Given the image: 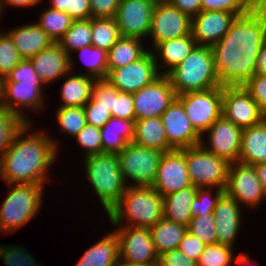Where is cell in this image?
I'll return each mask as SVG.
<instances>
[{"label":"cell","instance_id":"obj_34","mask_svg":"<svg viewBox=\"0 0 266 266\" xmlns=\"http://www.w3.org/2000/svg\"><path fill=\"white\" fill-rule=\"evenodd\" d=\"M234 248L223 244H211L204 248L203 253L200 255L197 265L198 266H231L233 262L236 265L253 264L248 253L238 254L234 256Z\"/></svg>","mask_w":266,"mask_h":266},{"label":"cell","instance_id":"obj_31","mask_svg":"<svg viewBox=\"0 0 266 266\" xmlns=\"http://www.w3.org/2000/svg\"><path fill=\"white\" fill-rule=\"evenodd\" d=\"M196 191L197 188L192 185L163 197V218L188 226Z\"/></svg>","mask_w":266,"mask_h":266},{"label":"cell","instance_id":"obj_53","mask_svg":"<svg viewBox=\"0 0 266 266\" xmlns=\"http://www.w3.org/2000/svg\"><path fill=\"white\" fill-rule=\"evenodd\" d=\"M120 0H90L92 18H114Z\"/></svg>","mask_w":266,"mask_h":266},{"label":"cell","instance_id":"obj_56","mask_svg":"<svg viewBox=\"0 0 266 266\" xmlns=\"http://www.w3.org/2000/svg\"><path fill=\"white\" fill-rule=\"evenodd\" d=\"M43 0H0V16L4 12L3 10L8 7H33ZM6 6V7H5Z\"/></svg>","mask_w":266,"mask_h":266},{"label":"cell","instance_id":"obj_36","mask_svg":"<svg viewBox=\"0 0 266 266\" xmlns=\"http://www.w3.org/2000/svg\"><path fill=\"white\" fill-rule=\"evenodd\" d=\"M74 20L64 11L52 9L48 6L41 13L39 21L35 22L55 42L64 36Z\"/></svg>","mask_w":266,"mask_h":266},{"label":"cell","instance_id":"obj_45","mask_svg":"<svg viewBox=\"0 0 266 266\" xmlns=\"http://www.w3.org/2000/svg\"><path fill=\"white\" fill-rule=\"evenodd\" d=\"M52 9L64 11L73 20H86L92 17L90 0H50Z\"/></svg>","mask_w":266,"mask_h":266},{"label":"cell","instance_id":"obj_59","mask_svg":"<svg viewBox=\"0 0 266 266\" xmlns=\"http://www.w3.org/2000/svg\"><path fill=\"white\" fill-rule=\"evenodd\" d=\"M117 266H157V265H145V264H138V263H131L128 261L119 260Z\"/></svg>","mask_w":266,"mask_h":266},{"label":"cell","instance_id":"obj_17","mask_svg":"<svg viewBox=\"0 0 266 266\" xmlns=\"http://www.w3.org/2000/svg\"><path fill=\"white\" fill-rule=\"evenodd\" d=\"M136 120L161 117L177 98L169 78L161 74L152 83L133 93Z\"/></svg>","mask_w":266,"mask_h":266},{"label":"cell","instance_id":"obj_8","mask_svg":"<svg viewBox=\"0 0 266 266\" xmlns=\"http://www.w3.org/2000/svg\"><path fill=\"white\" fill-rule=\"evenodd\" d=\"M163 154V151L138 146L133 142L123 148L117 156L126 186H152Z\"/></svg>","mask_w":266,"mask_h":266},{"label":"cell","instance_id":"obj_15","mask_svg":"<svg viewBox=\"0 0 266 266\" xmlns=\"http://www.w3.org/2000/svg\"><path fill=\"white\" fill-rule=\"evenodd\" d=\"M222 116L244 129L259 124L266 115L243 86H223Z\"/></svg>","mask_w":266,"mask_h":266},{"label":"cell","instance_id":"obj_2","mask_svg":"<svg viewBox=\"0 0 266 266\" xmlns=\"http://www.w3.org/2000/svg\"><path fill=\"white\" fill-rule=\"evenodd\" d=\"M32 123L22 127L0 159V177L5 184L44 185L51 181L49 170L58 159L59 143L43 130L30 131Z\"/></svg>","mask_w":266,"mask_h":266},{"label":"cell","instance_id":"obj_19","mask_svg":"<svg viewBox=\"0 0 266 266\" xmlns=\"http://www.w3.org/2000/svg\"><path fill=\"white\" fill-rule=\"evenodd\" d=\"M190 186H192V183L188 174L184 149H173L164 152L160 159L156 180L152 187L162 197H165Z\"/></svg>","mask_w":266,"mask_h":266},{"label":"cell","instance_id":"obj_23","mask_svg":"<svg viewBox=\"0 0 266 266\" xmlns=\"http://www.w3.org/2000/svg\"><path fill=\"white\" fill-rule=\"evenodd\" d=\"M30 60L44 85L64 78L70 71L69 54L55 42Z\"/></svg>","mask_w":266,"mask_h":266},{"label":"cell","instance_id":"obj_47","mask_svg":"<svg viewBox=\"0 0 266 266\" xmlns=\"http://www.w3.org/2000/svg\"><path fill=\"white\" fill-rule=\"evenodd\" d=\"M74 138L86 150L84 157L103 153L101 130L99 127L86 124Z\"/></svg>","mask_w":266,"mask_h":266},{"label":"cell","instance_id":"obj_14","mask_svg":"<svg viewBox=\"0 0 266 266\" xmlns=\"http://www.w3.org/2000/svg\"><path fill=\"white\" fill-rule=\"evenodd\" d=\"M205 134H208L206 137L207 144L204 140ZM242 134L243 128L236 126L221 116L202 135L200 145L207 152L223 158L232 164L239 160Z\"/></svg>","mask_w":266,"mask_h":266},{"label":"cell","instance_id":"obj_1","mask_svg":"<svg viewBox=\"0 0 266 266\" xmlns=\"http://www.w3.org/2000/svg\"><path fill=\"white\" fill-rule=\"evenodd\" d=\"M266 41V11L252 7L236 17L230 30L211 47L221 86H242L254 74L256 60Z\"/></svg>","mask_w":266,"mask_h":266},{"label":"cell","instance_id":"obj_21","mask_svg":"<svg viewBox=\"0 0 266 266\" xmlns=\"http://www.w3.org/2000/svg\"><path fill=\"white\" fill-rule=\"evenodd\" d=\"M236 17L229 12L201 10L191 18V34L196 45H215L230 30Z\"/></svg>","mask_w":266,"mask_h":266},{"label":"cell","instance_id":"obj_22","mask_svg":"<svg viewBox=\"0 0 266 266\" xmlns=\"http://www.w3.org/2000/svg\"><path fill=\"white\" fill-rule=\"evenodd\" d=\"M241 208L240 204L225 192L220 196L213 211L217 243L234 247L242 224Z\"/></svg>","mask_w":266,"mask_h":266},{"label":"cell","instance_id":"obj_10","mask_svg":"<svg viewBox=\"0 0 266 266\" xmlns=\"http://www.w3.org/2000/svg\"><path fill=\"white\" fill-rule=\"evenodd\" d=\"M223 86L177 95L193 128L202 136L222 116Z\"/></svg>","mask_w":266,"mask_h":266},{"label":"cell","instance_id":"obj_48","mask_svg":"<svg viewBox=\"0 0 266 266\" xmlns=\"http://www.w3.org/2000/svg\"><path fill=\"white\" fill-rule=\"evenodd\" d=\"M119 92L120 91L106 79H96L92 87L91 98L97 102L99 106L111 112L114 104V97H117Z\"/></svg>","mask_w":266,"mask_h":266},{"label":"cell","instance_id":"obj_61","mask_svg":"<svg viewBox=\"0 0 266 266\" xmlns=\"http://www.w3.org/2000/svg\"><path fill=\"white\" fill-rule=\"evenodd\" d=\"M155 3H166V2H170V0H152Z\"/></svg>","mask_w":266,"mask_h":266},{"label":"cell","instance_id":"obj_7","mask_svg":"<svg viewBox=\"0 0 266 266\" xmlns=\"http://www.w3.org/2000/svg\"><path fill=\"white\" fill-rule=\"evenodd\" d=\"M7 185L8 195L0 208V232L5 235L18 231L39 213L45 187L42 184Z\"/></svg>","mask_w":266,"mask_h":266},{"label":"cell","instance_id":"obj_57","mask_svg":"<svg viewBox=\"0 0 266 266\" xmlns=\"http://www.w3.org/2000/svg\"><path fill=\"white\" fill-rule=\"evenodd\" d=\"M255 74H266V41L262 44L258 53Z\"/></svg>","mask_w":266,"mask_h":266},{"label":"cell","instance_id":"obj_54","mask_svg":"<svg viewBox=\"0 0 266 266\" xmlns=\"http://www.w3.org/2000/svg\"><path fill=\"white\" fill-rule=\"evenodd\" d=\"M157 266H198L197 262L188 258L178 249H172L161 254Z\"/></svg>","mask_w":266,"mask_h":266},{"label":"cell","instance_id":"obj_11","mask_svg":"<svg viewBox=\"0 0 266 266\" xmlns=\"http://www.w3.org/2000/svg\"><path fill=\"white\" fill-rule=\"evenodd\" d=\"M224 192L234 198L240 206L256 208L266 197L254 165L234 162L229 165Z\"/></svg>","mask_w":266,"mask_h":266},{"label":"cell","instance_id":"obj_12","mask_svg":"<svg viewBox=\"0 0 266 266\" xmlns=\"http://www.w3.org/2000/svg\"><path fill=\"white\" fill-rule=\"evenodd\" d=\"M152 50L149 49L135 62L124 67L108 70L106 80L120 92L126 93H135L152 83L161 75Z\"/></svg>","mask_w":266,"mask_h":266},{"label":"cell","instance_id":"obj_4","mask_svg":"<svg viewBox=\"0 0 266 266\" xmlns=\"http://www.w3.org/2000/svg\"><path fill=\"white\" fill-rule=\"evenodd\" d=\"M107 215L114 226L151 228L163 218V197L152 186H129Z\"/></svg>","mask_w":266,"mask_h":266},{"label":"cell","instance_id":"obj_50","mask_svg":"<svg viewBox=\"0 0 266 266\" xmlns=\"http://www.w3.org/2000/svg\"><path fill=\"white\" fill-rule=\"evenodd\" d=\"M133 93L119 92L114 97V104L111 110L112 117L125 120H136Z\"/></svg>","mask_w":266,"mask_h":266},{"label":"cell","instance_id":"obj_43","mask_svg":"<svg viewBox=\"0 0 266 266\" xmlns=\"http://www.w3.org/2000/svg\"><path fill=\"white\" fill-rule=\"evenodd\" d=\"M215 226L213 214H206L197 218H191L187 231L207 246L217 243Z\"/></svg>","mask_w":266,"mask_h":266},{"label":"cell","instance_id":"obj_33","mask_svg":"<svg viewBox=\"0 0 266 266\" xmlns=\"http://www.w3.org/2000/svg\"><path fill=\"white\" fill-rule=\"evenodd\" d=\"M142 42L138 38L120 37L108 51V70L124 67L141 58L148 51Z\"/></svg>","mask_w":266,"mask_h":266},{"label":"cell","instance_id":"obj_42","mask_svg":"<svg viewBox=\"0 0 266 266\" xmlns=\"http://www.w3.org/2000/svg\"><path fill=\"white\" fill-rule=\"evenodd\" d=\"M21 60L13 39L7 31H0V81L5 79Z\"/></svg>","mask_w":266,"mask_h":266},{"label":"cell","instance_id":"obj_52","mask_svg":"<svg viewBox=\"0 0 266 266\" xmlns=\"http://www.w3.org/2000/svg\"><path fill=\"white\" fill-rule=\"evenodd\" d=\"M205 244L190 232H186L183 239L179 243L178 250L185 254L188 258L197 262L203 253Z\"/></svg>","mask_w":266,"mask_h":266},{"label":"cell","instance_id":"obj_39","mask_svg":"<svg viewBox=\"0 0 266 266\" xmlns=\"http://www.w3.org/2000/svg\"><path fill=\"white\" fill-rule=\"evenodd\" d=\"M55 120L62 133L75 137L86 125L83 107H57Z\"/></svg>","mask_w":266,"mask_h":266},{"label":"cell","instance_id":"obj_25","mask_svg":"<svg viewBox=\"0 0 266 266\" xmlns=\"http://www.w3.org/2000/svg\"><path fill=\"white\" fill-rule=\"evenodd\" d=\"M195 46L196 42L191 33L186 36L159 43L152 52L159 73L166 75L173 68L179 65L190 54ZM159 58L162 61L159 60ZM161 64L162 67H166V69H161ZM159 69L162 71H160Z\"/></svg>","mask_w":266,"mask_h":266},{"label":"cell","instance_id":"obj_32","mask_svg":"<svg viewBox=\"0 0 266 266\" xmlns=\"http://www.w3.org/2000/svg\"><path fill=\"white\" fill-rule=\"evenodd\" d=\"M150 230L155 250L160 256L167 251L178 248L179 243L187 232V226L162 218Z\"/></svg>","mask_w":266,"mask_h":266},{"label":"cell","instance_id":"obj_60","mask_svg":"<svg viewBox=\"0 0 266 266\" xmlns=\"http://www.w3.org/2000/svg\"><path fill=\"white\" fill-rule=\"evenodd\" d=\"M254 6H262L266 3V0H250Z\"/></svg>","mask_w":266,"mask_h":266},{"label":"cell","instance_id":"obj_58","mask_svg":"<svg viewBox=\"0 0 266 266\" xmlns=\"http://www.w3.org/2000/svg\"><path fill=\"white\" fill-rule=\"evenodd\" d=\"M254 166L257 172V176L260 179V182L262 184L263 191L266 195V162L259 163Z\"/></svg>","mask_w":266,"mask_h":266},{"label":"cell","instance_id":"obj_41","mask_svg":"<svg viewBox=\"0 0 266 266\" xmlns=\"http://www.w3.org/2000/svg\"><path fill=\"white\" fill-rule=\"evenodd\" d=\"M197 188L196 196L191 203V217L197 218L206 214H213L214 208L216 207L217 201L220 196L224 193L222 188ZM216 193L213 195L212 192Z\"/></svg>","mask_w":266,"mask_h":266},{"label":"cell","instance_id":"obj_13","mask_svg":"<svg viewBox=\"0 0 266 266\" xmlns=\"http://www.w3.org/2000/svg\"><path fill=\"white\" fill-rule=\"evenodd\" d=\"M119 241V260L158 265L150 228L114 226ZM118 228V229H117Z\"/></svg>","mask_w":266,"mask_h":266},{"label":"cell","instance_id":"obj_55","mask_svg":"<svg viewBox=\"0 0 266 266\" xmlns=\"http://www.w3.org/2000/svg\"><path fill=\"white\" fill-rule=\"evenodd\" d=\"M169 3L190 18L196 16L202 10L201 0H170Z\"/></svg>","mask_w":266,"mask_h":266},{"label":"cell","instance_id":"obj_40","mask_svg":"<svg viewBox=\"0 0 266 266\" xmlns=\"http://www.w3.org/2000/svg\"><path fill=\"white\" fill-rule=\"evenodd\" d=\"M27 122L5 107L0 108V159L12 145L14 136Z\"/></svg>","mask_w":266,"mask_h":266},{"label":"cell","instance_id":"obj_63","mask_svg":"<svg viewBox=\"0 0 266 266\" xmlns=\"http://www.w3.org/2000/svg\"><path fill=\"white\" fill-rule=\"evenodd\" d=\"M262 7H263V8L265 9V11H266V3L263 4Z\"/></svg>","mask_w":266,"mask_h":266},{"label":"cell","instance_id":"obj_37","mask_svg":"<svg viewBox=\"0 0 266 266\" xmlns=\"http://www.w3.org/2000/svg\"><path fill=\"white\" fill-rule=\"evenodd\" d=\"M92 46L109 51L121 37L115 18L91 17Z\"/></svg>","mask_w":266,"mask_h":266},{"label":"cell","instance_id":"obj_18","mask_svg":"<svg viewBox=\"0 0 266 266\" xmlns=\"http://www.w3.org/2000/svg\"><path fill=\"white\" fill-rule=\"evenodd\" d=\"M155 4L152 0H120L114 17L120 36L148 38Z\"/></svg>","mask_w":266,"mask_h":266},{"label":"cell","instance_id":"obj_9","mask_svg":"<svg viewBox=\"0 0 266 266\" xmlns=\"http://www.w3.org/2000/svg\"><path fill=\"white\" fill-rule=\"evenodd\" d=\"M184 155L194 187L225 189L230 165L228 161L207 152L200 144L185 148Z\"/></svg>","mask_w":266,"mask_h":266},{"label":"cell","instance_id":"obj_35","mask_svg":"<svg viewBox=\"0 0 266 266\" xmlns=\"http://www.w3.org/2000/svg\"><path fill=\"white\" fill-rule=\"evenodd\" d=\"M58 44L70 56V71L74 72L72 52L85 46L92 45L91 18L86 20H74L64 36L58 41Z\"/></svg>","mask_w":266,"mask_h":266},{"label":"cell","instance_id":"obj_3","mask_svg":"<svg viewBox=\"0 0 266 266\" xmlns=\"http://www.w3.org/2000/svg\"><path fill=\"white\" fill-rule=\"evenodd\" d=\"M0 85L2 107L19 115L27 123L31 121L24 113L25 108L31 111L45 108L44 84L30 59H22L11 73L0 81Z\"/></svg>","mask_w":266,"mask_h":266},{"label":"cell","instance_id":"obj_5","mask_svg":"<svg viewBox=\"0 0 266 266\" xmlns=\"http://www.w3.org/2000/svg\"><path fill=\"white\" fill-rule=\"evenodd\" d=\"M166 76L177 95L221 86L214 68L212 49L206 46L196 45Z\"/></svg>","mask_w":266,"mask_h":266},{"label":"cell","instance_id":"obj_24","mask_svg":"<svg viewBox=\"0 0 266 266\" xmlns=\"http://www.w3.org/2000/svg\"><path fill=\"white\" fill-rule=\"evenodd\" d=\"M7 33L13 39L16 50L22 59H31L54 43L46 32L34 22L15 27Z\"/></svg>","mask_w":266,"mask_h":266},{"label":"cell","instance_id":"obj_46","mask_svg":"<svg viewBox=\"0 0 266 266\" xmlns=\"http://www.w3.org/2000/svg\"><path fill=\"white\" fill-rule=\"evenodd\" d=\"M202 11L234 13L237 17L246 14L254 5L250 0H201Z\"/></svg>","mask_w":266,"mask_h":266},{"label":"cell","instance_id":"obj_20","mask_svg":"<svg viewBox=\"0 0 266 266\" xmlns=\"http://www.w3.org/2000/svg\"><path fill=\"white\" fill-rule=\"evenodd\" d=\"M168 141V151L199 145L201 135L187 118L182 103L176 98L161 116Z\"/></svg>","mask_w":266,"mask_h":266},{"label":"cell","instance_id":"obj_6","mask_svg":"<svg viewBox=\"0 0 266 266\" xmlns=\"http://www.w3.org/2000/svg\"><path fill=\"white\" fill-rule=\"evenodd\" d=\"M82 158L88 183L108 214L127 188L120 170L119 158L115 153H100Z\"/></svg>","mask_w":266,"mask_h":266},{"label":"cell","instance_id":"obj_29","mask_svg":"<svg viewBox=\"0 0 266 266\" xmlns=\"http://www.w3.org/2000/svg\"><path fill=\"white\" fill-rule=\"evenodd\" d=\"M119 241L115 231L107 235L84 252L75 266H117Z\"/></svg>","mask_w":266,"mask_h":266},{"label":"cell","instance_id":"obj_62","mask_svg":"<svg viewBox=\"0 0 266 266\" xmlns=\"http://www.w3.org/2000/svg\"><path fill=\"white\" fill-rule=\"evenodd\" d=\"M2 107L1 85H0V108Z\"/></svg>","mask_w":266,"mask_h":266},{"label":"cell","instance_id":"obj_44","mask_svg":"<svg viewBox=\"0 0 266 266\" xmlns=\"http://www.w3.org/2000/svg\"><path fill=\"white\" fill-rule=\"evenodd\" d=\"M0 259L6 266H44L20 245H0Z\"/></svg>","mask_w":266,"mask_h":266},{"label":"cell","instance_id":"obj_16","mask_svg":"<svg viewBox=\"0 0 266 266\" xmlns=\"http://www.w3.org/2000/svg\"><path fill=\"white\" fill-rule=\"evenodd\" d=\"M191 18L169 2L156 3L148 35L153 49L161 42L189 35Z\"/></svg>","mask_w":266,"mask_h":266},{"label":"cell","instance_id":"obj_49","mask_svg":"<svg viewBox=\"0 0 266 266\" xmlns=\"http://www.w3.org/2000/svg\"><path fill=\"white\" fill-rule=\"evenodd\" d=\"M242 86L257 102L260 110L266 115V74H254Z\"/></svg>","mask_w":266,"mask_h":266},{"label":"cell","instance_id":"obj_30","mask_svg":"<svg viewBox=\"0 0 266 266\" xmlns=\"http://www.w3.org/2000/svg\"><path fill=\"white\" fill-rule=\"evenodd\" d=\"M133 143L149 149L168 151V141L161 117L135 120Z\"/></svg>","mask_w":266,"mask_h":266},{"label":"cell","instance_id":"obj_38","mask_svg":"<svg viewBox=\"0 0 266 266\" xmlns=\"http://www.w3.org/2000/svg\"><path fill=\"white\" fill-rule=\"evenodd\" d=\"M79 53L80 61L82 60V64L86 67L85 75L91 76L95 79H106L108 74L107 67V56L108 52L96 48L92 45L85 46L77 51Z\"/></svg>","mask_w":266,"mask_h":266},{"label":"cell","instance_id":"obj_27","mask_svg":"<svg viewBox=\"0 0 266 266\" xmlns=\"http://www.w3.org/2000/svg\"><path fill=\"white\" fill-rule=\"evenodd\" d=\"M238 162L248 165L266 162V116L259 124L243 129Z\"/></svg>","mask_w":266,"mask_h":266},{"label":"cell","instance_id":"obj_51","mask_svg":"<svg viewBox=\"0 0 266 266\" xmlns=\"http://www.w3.org/2000/svg\"><path fill=\"white\" fill-rule=\"evenodd\" d=\"M86 124L102 128L106 122L112 117L111 112L105 109L92 98L83 106Z\"/></svg>","mask_w":266,"mask_h":266},{"label":"cell","instance_id":"obj_28","mask_svg":"<svg viewBox=\"0 0 266 266\" xmlns=\"http://www.w3.org/2000/svg\"><path fill=\"white\" fill-rule=\"evenodd\" d=\"M69 71L64 77L66 80L60 87L62 103L59 107H83L92 96V87L95 78L85 75L84 72L76 74Z\"/></svg>","mask_w":266,"mask_h":266},{"label":"cell","instance_id":"obj_26","mask_svg":"<svg viewBox=\"0 0 266 266\" xmlns=\"http://www.w3.org/2000/svg\"><path fill=\"white\" fill-rule=\"evenodd\" d=\"M135 120L111 117L100 128L103 153L118 154L134 139Z\"/></svg>","mask_w":266,"mask_h":266}]
</instances>
